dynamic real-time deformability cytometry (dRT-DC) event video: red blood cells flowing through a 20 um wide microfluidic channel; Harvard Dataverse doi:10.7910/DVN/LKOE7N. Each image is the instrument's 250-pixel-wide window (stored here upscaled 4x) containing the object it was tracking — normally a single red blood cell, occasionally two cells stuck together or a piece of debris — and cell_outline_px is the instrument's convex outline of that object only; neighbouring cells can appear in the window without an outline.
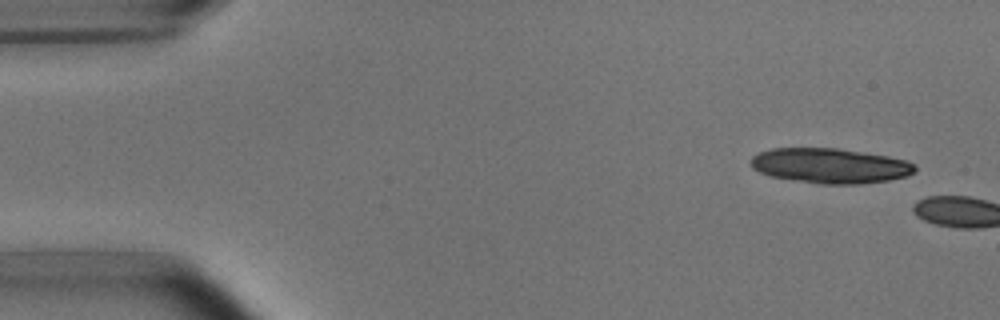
{"species": "common noctule bat (a hibernating species)", "species_latin": "Nyctalus noctula", "temperature_condition": "room temperature", "stored_images_in_passage": 2, "camera_frame_rate_fps": 3000, "um_per_image_px": 0.085, "animal": {"sex": "male", "body_mass_g": 15.6}, "frame": {"image": 1, "passage_image": 1, "time_ms": 0.0, "image_size_px": [1000, 320], "cell_outline_px": [[916, 168], [908, 176], [888, 180], [860, 184], [820, 184], [772, 176], [760, 172], [752, 168], [752, 156], [760, 152], [772, 148], [836, 148], [888, 156], [908, 160]], "centroid_in_image_um": [70.57, 14.08], "position_along_channel_um": 14.4, "area_um2": 33.23}}